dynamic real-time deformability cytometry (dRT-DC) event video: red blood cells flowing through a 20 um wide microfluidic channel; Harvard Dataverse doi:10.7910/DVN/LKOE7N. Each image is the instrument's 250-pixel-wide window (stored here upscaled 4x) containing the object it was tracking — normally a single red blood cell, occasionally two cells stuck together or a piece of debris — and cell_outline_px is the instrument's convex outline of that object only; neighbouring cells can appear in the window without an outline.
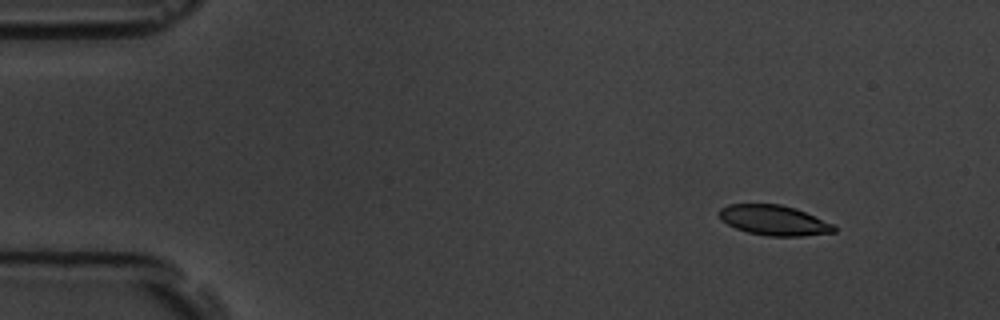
{"species": "common noctule bat (a hibernating species)", "species_latin": "Nyctalus noctula", "temperature_condition": "room temperature", "stored_images_in_passage": 4, "camera_frame_rate_fps": 3000, "um_per_image_px": 0.085, "animal": {"sex": "male", "body_mass_g": 19.5, "forearm_length_mm": 54.6}, "frame": {"image": 1, "passage_image": 1, "time_ms": 0.0, "image_size_px": [1000, 320], "cell_outline_px": [[836, 232], [800, 236], [768, 236], [748, 232], [736, 228], [720, 220], [720, 208], [728, 204], [780, 204], [796, 208], [836, 224]], "centroid_in_image_um": [65.83, 18.72], "position_along_channel_um": 19.2, "area_um2": 20.29}}
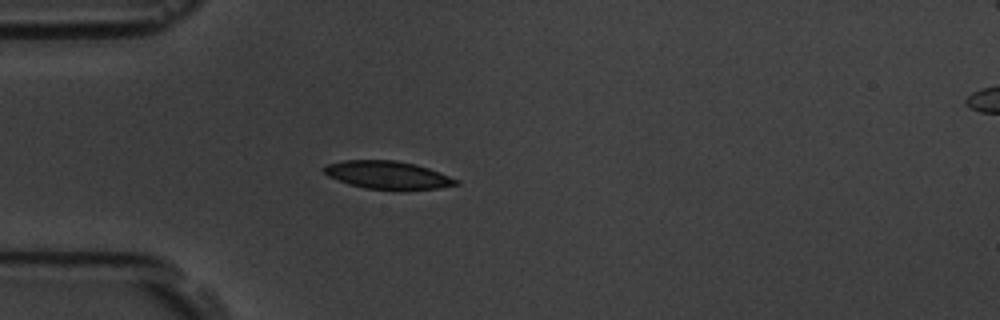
{"frame": {"image": 2, "passage_image": 3, "time_ms": 3.333, "image_size_px": [1000, 320], "cell_outline_px": [[460, 184], [436, 188], [364, 188], [348, 184], [328, 176], [320, 168], [324, 164], [344, 160], [396, 160], [416, 164], [440, 172], [460, 180]], "centroid_in_image_um": [32.9, 14.84], "position_along_channel_um": 52.1, "area_um2": 21.21}}